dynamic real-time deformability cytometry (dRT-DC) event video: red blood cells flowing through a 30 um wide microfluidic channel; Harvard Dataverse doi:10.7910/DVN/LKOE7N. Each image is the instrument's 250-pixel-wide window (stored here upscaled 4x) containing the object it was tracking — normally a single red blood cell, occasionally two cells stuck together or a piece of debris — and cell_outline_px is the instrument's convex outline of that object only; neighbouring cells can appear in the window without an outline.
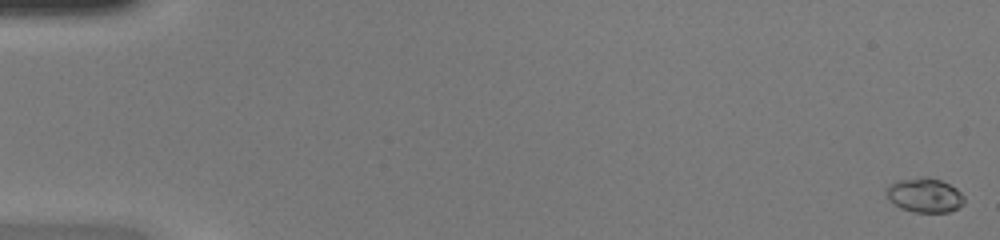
{"species": "common noctule bat (a hibernating species)", "species_latin": "Nyctalus noctula", "temperature_condition": "warm", "stored_images_in_passage": 49, "camera_frame_rate_fps": 3000, "um_per_image_px": 0.085, "animal": {"sex": "female", "body_mass_g": 20.0, "forearm_length_mm": 54.0}, "frame": {"image": 1, "passage_image": 1, "time_ms": 0.0, "image_size_px": [1000, 240], "cell_outline_px": [[964, 204], [948, 212], [916, 212], [900, 208], [888, 200], [884, 192], [884, 188], [896, 180], [920, 176], [928, 176], [940, 180], [956, 188], [964, 196]], "centroid_in_image_um": [78.54, 16.57], "position_along_channel_um": 6.5, "area_um2": 15.9}}
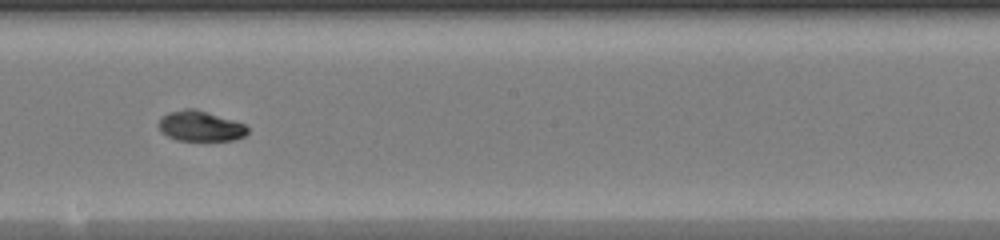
{"frame": {"image": 2, "passage_image": 29, "time_ms": 9.333, "image_size_px": [1000, 240], "cell_outline_px": [[248, 132], [244, 136], [232, 140], [176, 140], [160, 132], [156, 124], [168, 112], [184, 108], [196, 108], [244, 124], [248, 128]], "centroid_in_image_um": [16.98, 10.71], "position_along_channel_um": 231.2, "area_um2": 15.72}}
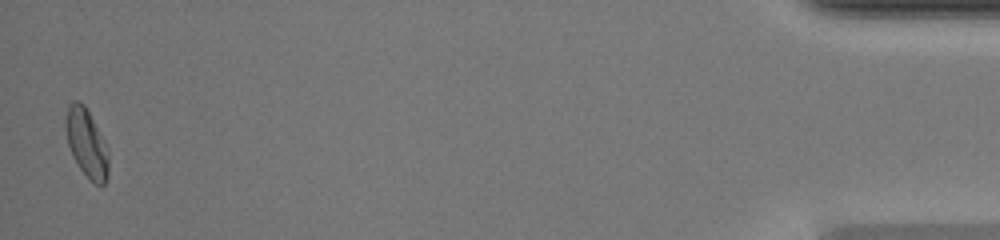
{"frame": {"image": 3, "passage_image": 49, "time_ms": 16.0, "image_size_px": [1000, 240], "cell_outline_px": [[108, 176], [104, 184], [92, 184], [80, 168], [72, 156], [68, 144], [64, 128], [64, 120], [68, 104], [72, 100], [76, 100], [84, 104], [108, 148]], "centroid_in_image_um": [7.33, 12.16], "position_along_channel_um": 427.9, "area_um2": 17.22}, "authors_computed_cell_mechanics": {"area_um2": 15.9528, "velocity_mm_per_s": 4.2711, "shape_relaxation_time_tau1_ms": 6.6463, "shape_relaxation_time_tau2_ms": 4.8662, "deformation_change_tau1": 0.1744, "deformation_change_tau2": 0.0535}}